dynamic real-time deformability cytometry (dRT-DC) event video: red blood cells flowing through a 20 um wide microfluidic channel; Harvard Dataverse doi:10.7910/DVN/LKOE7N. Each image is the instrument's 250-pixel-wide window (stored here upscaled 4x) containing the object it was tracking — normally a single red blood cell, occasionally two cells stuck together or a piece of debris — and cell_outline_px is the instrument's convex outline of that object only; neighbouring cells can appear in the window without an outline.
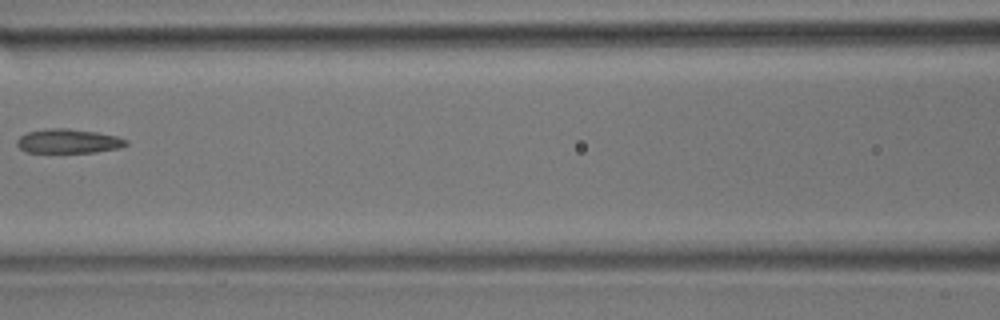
{"species": "common noctule bat (a hibernating species)", "species_latin": "Nyctalus noctula", "temperature_condition": "room temperature", "stored_images_in_passage": 3, "camera_frame_rate_fps": 3000, "um_per_image_px": 0.085, "animal": {"sex": "male", "body_mass_g": 17.9}, "frame": {"image": 1, "passage_image": 3, "time_ms": 0.667, "image_size_px": [1000, 320], "cell_outline_px": [[128, 144], [120, 148], [96, 152], [24, 152], [16, 144], [16, 140], [20, 136], [28, 132], [48, 128], [68, 128], [96, 132], [116, 136], [128, 140]], "centroid_in_image_um": [5.81, 12.0], "position_along_channel_um": 160.8, "area_um2": 15.43}}